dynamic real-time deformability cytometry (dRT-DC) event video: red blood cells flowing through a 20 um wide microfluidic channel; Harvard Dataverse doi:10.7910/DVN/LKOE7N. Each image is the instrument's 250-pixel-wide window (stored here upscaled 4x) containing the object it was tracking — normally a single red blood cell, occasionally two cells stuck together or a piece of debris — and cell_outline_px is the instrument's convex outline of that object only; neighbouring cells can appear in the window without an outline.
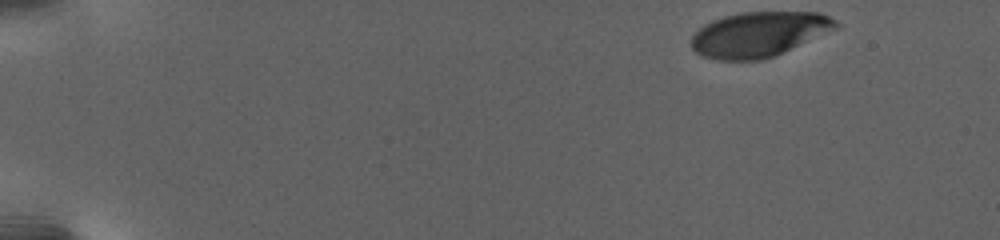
{"species": "human", "species_latin": "Homo sapiens", "temperature_condition": "warm", "stored_images_in_passage": 60, "camera_frame_rate_fps": 3000, "um_per_image_px": 0.085, "donor": {"sex": "female"}, "frame": {"image": 1, "passage_image": 1, "time_ms": 0.0, "image_size_px": [1000, 240], "cell_outline_px": [[840, 24], [836, 28], [772, 56], [760, 60], [716, 60], [704, 56], [696, 52], [692, 48], [692, 36], [704, 24], [712, 20], [724, 16], [740, 12], [820, 12], [836, 20]], "centroid_in_image_um": [64.48, 2.9], "position_along_channel_um": 20.5, "area_um2": 37.4}}
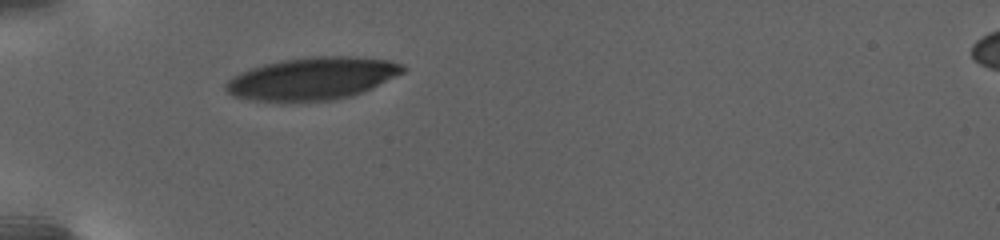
{"frame": {"image": 2, "passage_image": 39, "time_ms": 6.0, "image_size_px": [1000, 240], "cell_outline_px": [[408, 68], [404, 72], [372, 88], [352, 96], [332, 100], [280, 104], [256, 100], [236, 96], [228, 92], [228, 80], [240, 72], [264, 64], [280, 60], [312, 56], [356, 56], [388, 60], [404, 64]], "centroid_in_image_um": [26.6, 6.69], "position_along_channel_um": 58.4, "area_um2": 44.33}}
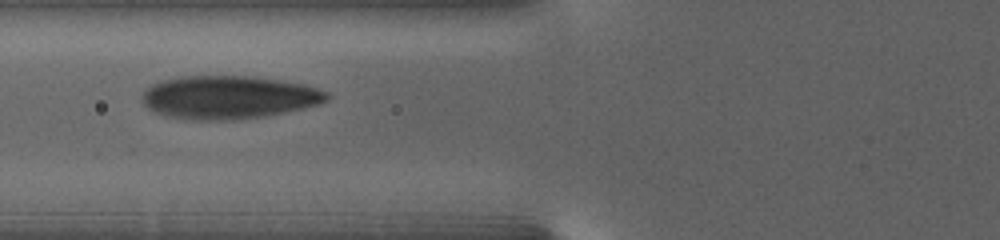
{"frame": {"image": 3, "passage_image": 59, "time_ms": 8.333, "image_size_px": [1000, 240], "cell_outline_px": [[332, 96], [328, 100], [304, 108], [264, 116], [236, 120], [196, 120], [164, 116], [148, 108], [140, 100], [144, 92], [152, 84], [160, 80], [180, 76], [248, 76], [280, 80], [304, 84], [328, 92]], "centroid_in_image_um": [19.42, 8.27], "position_along_channel_um": 106.4, "area_um2": 46.59}}